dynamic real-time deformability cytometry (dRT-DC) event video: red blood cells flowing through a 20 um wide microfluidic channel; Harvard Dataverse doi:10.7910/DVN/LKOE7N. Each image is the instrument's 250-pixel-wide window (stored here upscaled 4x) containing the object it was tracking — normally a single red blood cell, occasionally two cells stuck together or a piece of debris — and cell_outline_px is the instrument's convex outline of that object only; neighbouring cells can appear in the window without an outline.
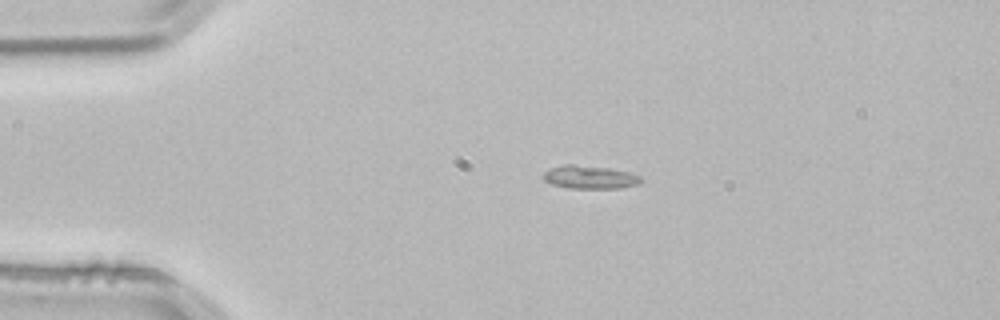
{"species": "common noctule bat (a hibernating species)", "species_latin": "Nyctalus noctula", "temperature_condition": "room temperature", "stored_images_in_passage": 43, "camera_frame_rate_fps": 3000, "um_per_image_px": 0.085, "animal": {"sex": "male", "body_mass_g": 21.5, "forearm_length_mm": 52.0}, "frame": {"image": 1, "passage_image": 1, "time_ms": 0.0, "image_size_px": [1000, 320], "cell_outline_px": [[640, 180], [636, 184], [620, 188], [572, 188], [552, 184], [544, 180], [544, 172], [552, 168], [564, 164], [572, 164], [608, 168], [628, 172], [640, 176]], "centroid_in_image_um": [50.1, 15.05], "position_along_channel_um": 34.9, "area_um2": 12.83}}
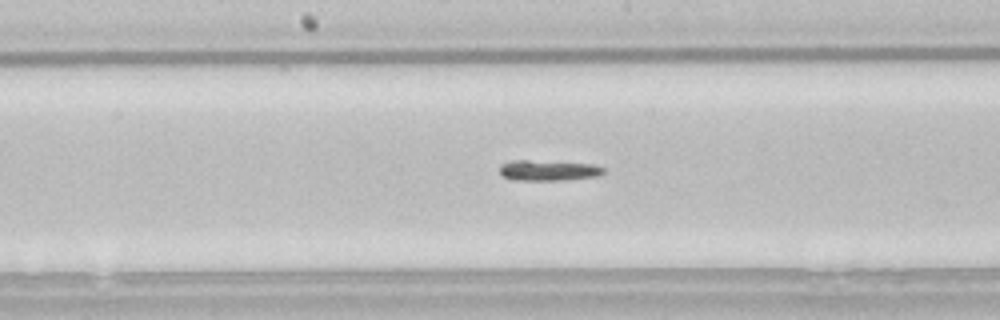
{"frame": {"image": 2, "passage_image": 17, "time_ms": 5.333, "image_size_px": [1000, 320], "cell_outline_px": [[604, 172], [596, 176], [564, 180], [512, 180], [504, 176], [500, 172], [500, 164], [512, 160], [528, 160], [592, 164], [604, 168]], "centroid_in_image_um": [46.56, 14.48], "position_along_channel_um": 201.6, "area_um2": 12.31}}
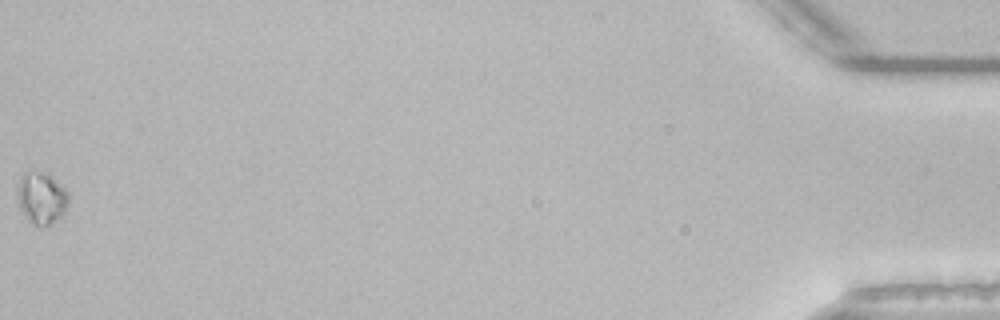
{"frame": {"image": 3, "passage_image": 43, "time_ms": 14.0, "image_size_px": [1000, 320], "cell_outline_px": [[68, 204], [64, 212], [60, 216], [48, 224], [32, 224], [28, 220], [20, 208], [20, 176], [24, 172], [40, 172], [48, 176], [64, 188], [68, 192]], "centroid_in_image_um": [3.55, 16.84], "position_along_channel_um": 431.7, "area_um2": 14.45}, "authors_computed_cell_mechanics": {"area_um2": 11.9068, "velocity_mm_per_s": 3.8376, "shape_relaxation_time_tau1_ms": 3.4894, "shape_relaxation_time_tau2_ms": null, "deformation_change_tau1": 0.1089, "deformation_change_tau2": null}}